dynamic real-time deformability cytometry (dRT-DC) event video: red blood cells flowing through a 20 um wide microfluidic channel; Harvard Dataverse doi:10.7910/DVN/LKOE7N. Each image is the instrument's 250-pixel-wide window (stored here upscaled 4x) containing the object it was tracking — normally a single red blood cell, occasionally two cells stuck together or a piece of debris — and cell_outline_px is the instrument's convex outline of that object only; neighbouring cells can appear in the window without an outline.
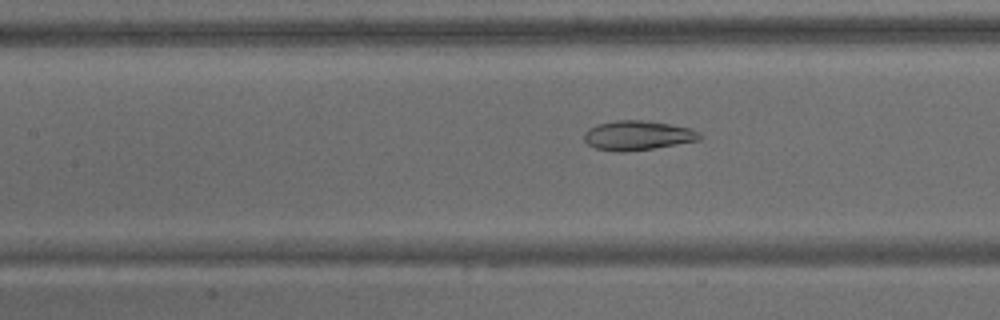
{"species": "common noctule bat (a hibernating species)", "species_latin": "Nyctalus noctula", "temperature_condition": "warm", "stored_images_in_passage": 48, "camera_frame_rate_fps": 3000, "um_per_image_px": 0.085, "animal": {"sex": "male", "body_mass_g": 15.6}, "frame": {"image": 1, "passage_image": 18, "time_ms": 5.667, "image_size_px": [1000, 320], "cell_outline_px": [[704, 136], [700, 140], [652, 148], [620, 152], [616, 152], [596, 148], [588, 144], [584, 140], [584, 132], [588, 128], [600, 124], [616, 120], [644, 120], [668, 124], [688, 128], [700, 132]], "centroid_in_image_um": [54.19, 11.51], "position_along_channel_um": 153.2, "area_um2": 19.65}}
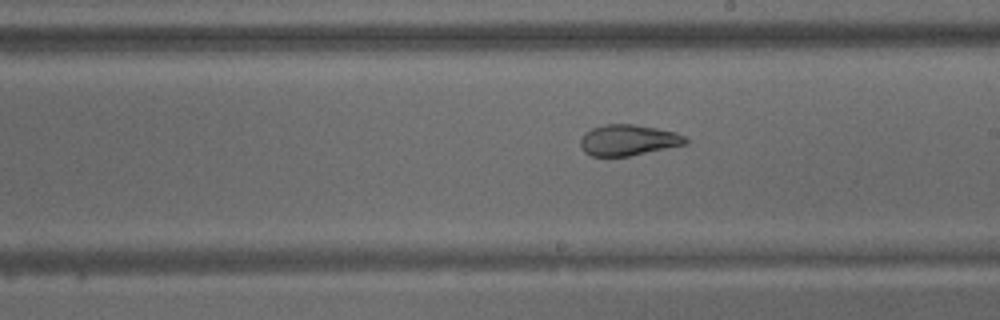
{"frame": {"image": 2, "passage_image": 26, "time_ms": 8.333, "image_size_px": [1000, 320], "cell_outline_px": [[688, 144], [628, 156], [592, 156], [584, 152], [580, 144], [580, 140], [584, 132], [592, 128], [604, 124], [636, 124], [676, 132], [684, 136], [688, 140]], "centroid_in_image_um": [53.39, 11.9], "position_along_channel_um": 235.6, "area_um2": 19.02}}
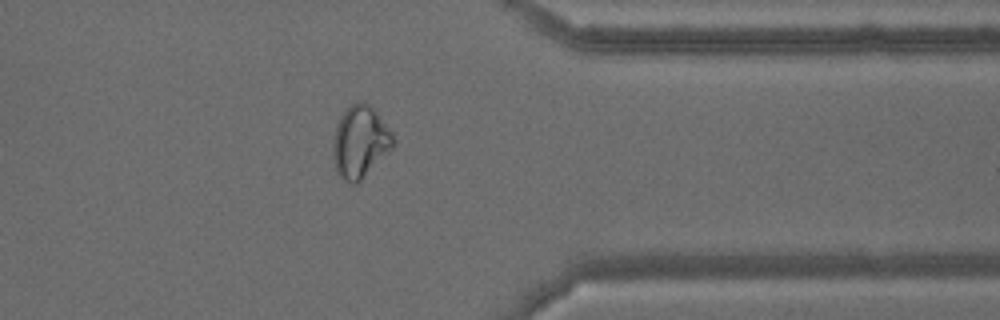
{"frame": {"image": 3, "passage_image": 41, "time_ms": 13.333, "image_size_px": [1000, 320], "cell_outline_px": [[396, 144], [356, 184], [352, 184], [344, 180], [336, 172], [332, 156], [332, 144], [336, 124], [340, 116], [348, 104], [360, 100], [364, 100], [376, 112], [392, 132], [396, 140]], "centroid_in_image_um": [30.58, 12.02], "position_along_channel_um": 380.8, "area_um2": 25.49}, "authors_computed_cell_mechanics": {"area_um2": 22.3108, "velocity_mm_per_s": 3.0992, "shape_relaxation_time_tau1_ms": null, "shape_relaxation_time_tau2_ms": 1.3995, "deformation_change_tau1": null, "deformation_change_tau2": 0.0736}}